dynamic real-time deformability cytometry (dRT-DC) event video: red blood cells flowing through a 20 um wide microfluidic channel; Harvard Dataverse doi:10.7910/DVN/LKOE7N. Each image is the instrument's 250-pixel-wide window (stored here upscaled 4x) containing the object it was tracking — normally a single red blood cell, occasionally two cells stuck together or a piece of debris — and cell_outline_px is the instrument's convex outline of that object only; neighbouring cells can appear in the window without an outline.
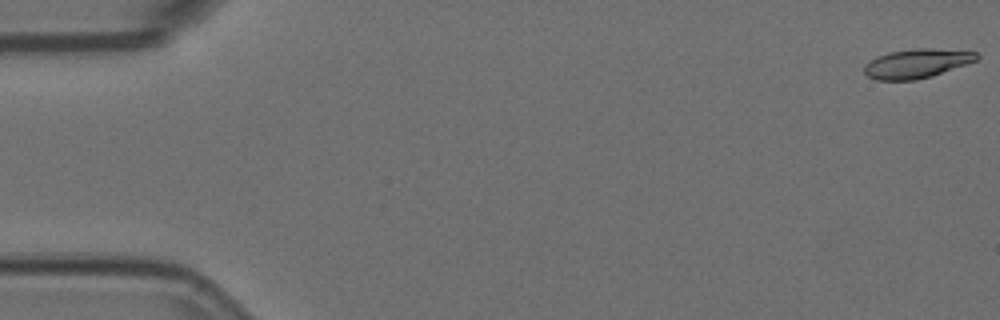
{"species": "Egyptian fruit bat (a non-hibernating species)", "species_latin": "Rousettus aegyptiacus", "temperature_condition": "room temperature", "stored_images_in_passage": 11, "camera_frame_rate_fps": 3000, "um_per_image_px": 0.085, "animal": {"sex": "female"}, "frame": {"image": 1, "passage_image": 1, "time_ms": 0.0, "image_size_px": [1000, 320], "cell_outline_px": [[980, 56], [976, 60], [932, 76], [916, 80], [876, 80], [868, 76], [864, 72], [864, 64], [876, 56], [888, 52], [916, 48], [932, 48], [976, 52]], "centroid_in_image_um": [77.88, 5.39], "position_along_channel_um": 7.1, "area_um2": 19.07}}
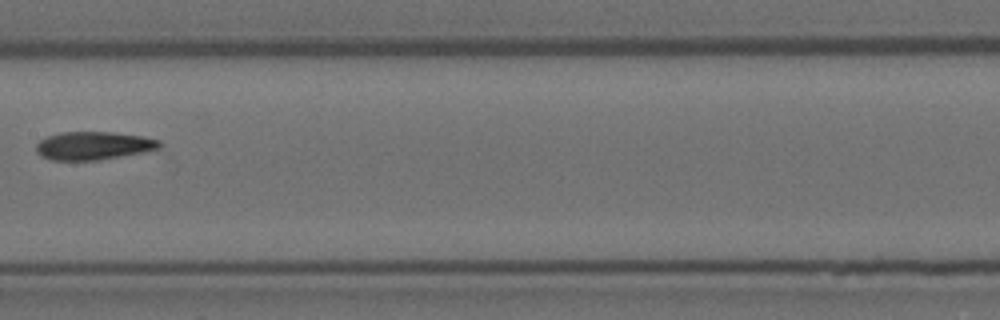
{"frame": {"image": 2, "passage_image": 7, "time_ms": 2.0, "image_size_px": [1000, 320], "cell_outline_px": [[164, 144], [160, 148], [140, 152], [96, 160], [52, 160], [40, 156], [36, 152], [36, 144], [40, 140], [48, 136], [60, 132], [112, 132], [144, 136], [160, 140]], "centroid_in_image_um": [7.93, 12.37], "position_along_channel_um": 199.5, "area_um2": 20.17}}
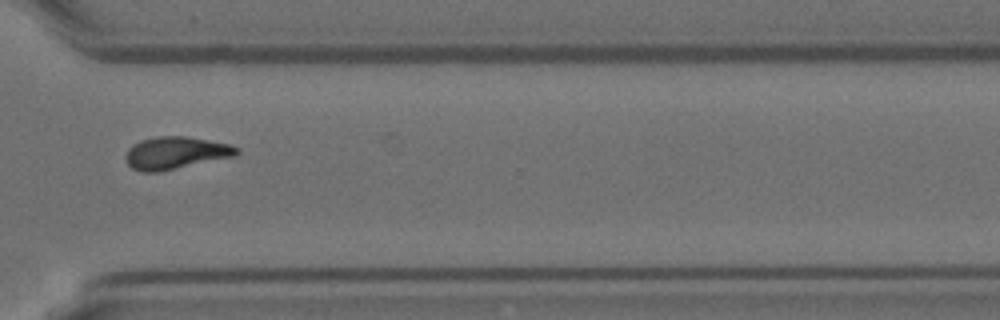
{"frame": {"image": 3, "passage_image": 11, "time_ms": 3.333, "image_size_px": [1000, 320], "cell_outline_px": [[240, 152], [236, 156], [160, 172], [140, 172], [132, 168], [128, 164], [124, 156], [128, 148], [132, 144], [140, 140], [156, 136], [184, 136], [232, 144], [240, 148]], "centroid_in_image_um": [14.94, 13.0], "position_along_channel_um": 355.7, "area_um2": 21.33}}